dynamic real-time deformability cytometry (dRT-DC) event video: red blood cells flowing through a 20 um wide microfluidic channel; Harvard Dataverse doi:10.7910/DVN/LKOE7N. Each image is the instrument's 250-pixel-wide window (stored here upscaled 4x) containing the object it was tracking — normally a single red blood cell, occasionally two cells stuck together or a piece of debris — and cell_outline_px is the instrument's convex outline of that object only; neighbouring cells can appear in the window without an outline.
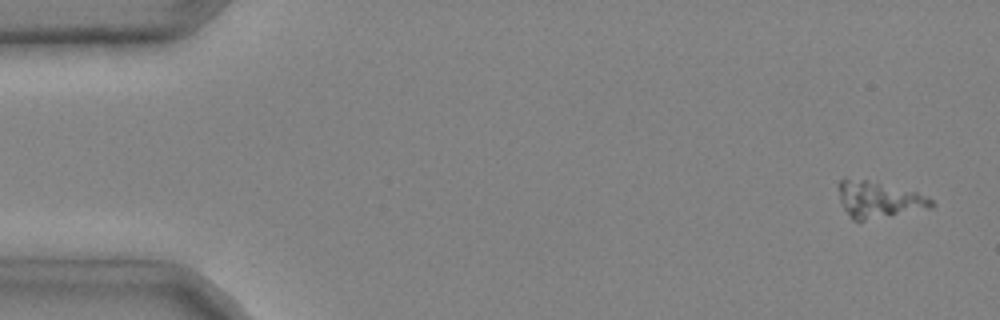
{"species": "common noctule bat (a hibernating species)", "species_latin": "Nyctalus noctula", "temperature_condition": "cold", "stored_images_in_passage": 4, "camera_frame_rate_fps": 3000, "um_per_image_px": 0.085, "animal": {"sex": "male", "body_mass_g": 20.4}, "frame": {"image": 1, "passage_image": 1, "time_ms": 0.0, "image_size_px": [1000, 320], "cell_outline_px": [[936, 204], [932, 208], [864, 220], [852, 220], [844, 208], [840, 200], [840, 180], [844, 176], [868, 180], [916, 192], [932, 200]], "centroid_in_image_um": [74.68, 16.95], "position_along_channel_um": 10.3, "area_um2": 19.42}}